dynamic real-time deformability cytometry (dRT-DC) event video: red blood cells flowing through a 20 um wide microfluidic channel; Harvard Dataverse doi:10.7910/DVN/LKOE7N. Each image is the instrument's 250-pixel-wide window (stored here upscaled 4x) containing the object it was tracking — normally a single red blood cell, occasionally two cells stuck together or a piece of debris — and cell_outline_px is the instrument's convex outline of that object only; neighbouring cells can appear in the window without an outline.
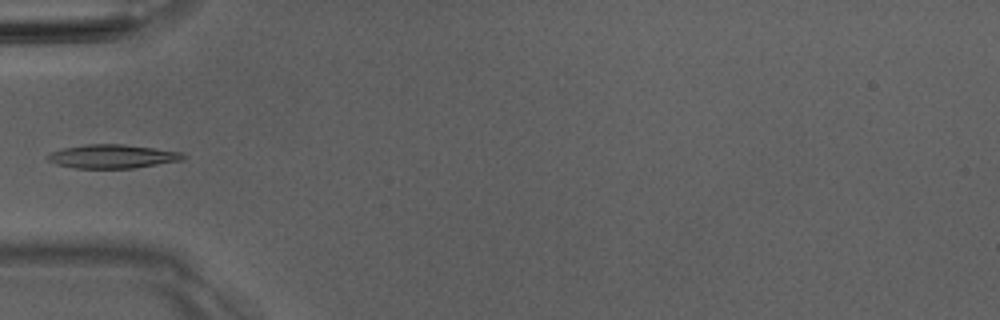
{"species": "Egyptian fruit bat (a non-hibernating species)", "species_latin": "Rousettus aegyptiacus", "temperature_condition": "room temperature", "stored_images_in_passage": 5, "camera_frame_rate_fps": 3000, "um_per_image_px": 0.085, "animal": {"sex": "male"}, "frame": {"image": 1, "passage_image": 5, "time_ms": 4.667, "image_size_px": [1000, 320], "cell_outline_px": [[188, 156], [184, 160], [132, 168], [76, 168], [56, 164], [48, 160], [44, 156], [60, 148], [84, 144], [124, 144], [184, 152]], "centroid_in_image_um": [9.57, 13.28], "position_along_channel_um": 75.4, "area_um2": 18.96}}